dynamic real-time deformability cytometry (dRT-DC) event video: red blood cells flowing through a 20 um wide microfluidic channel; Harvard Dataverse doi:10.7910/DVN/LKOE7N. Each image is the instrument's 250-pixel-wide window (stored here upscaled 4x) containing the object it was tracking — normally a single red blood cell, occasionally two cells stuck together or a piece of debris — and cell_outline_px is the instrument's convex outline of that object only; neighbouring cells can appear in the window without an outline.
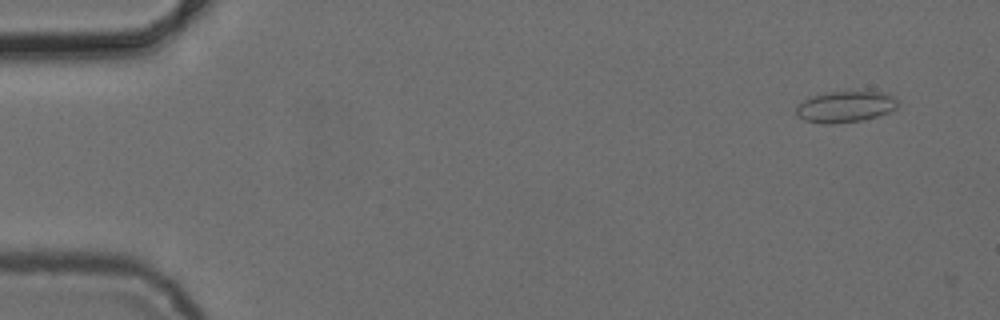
{"species": "common noctule bat (a hibernating species)", "species_latin": "Nyctalus noctula", "temperature_condition": "cold", "stored_images_in_passage": 5, "camera_frame_rate_fps": 3000, "um_per_image_px": 0.085, "animal": {"sex": "female", "body_mass_g": 24.6, "forearm_length_mm": 56.2}, "frame": {"image": 1, "passage_image": 1, "time_ms": 0.0, "image_size_px": [1000, 320], "cell_outline_px": [[900, 100], [896, 108], [888, 112], [864, 120], [832, 124], [828, 124], [804, 120], [796, 116], [796, 108], [804, 100], [812, 96], [828, 92], [884, 92], [896, 96]], "centroid_in_image_um": [71.89, 9.07], "position_along_channel_um": 13.1, "area_um2": 18.5}}
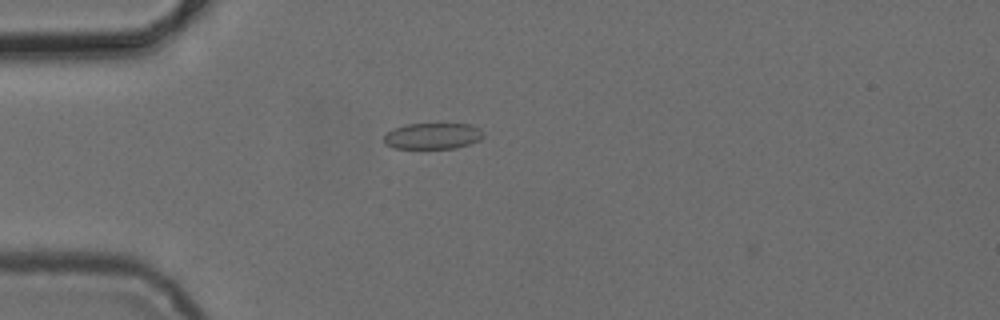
{"frame": {"image": 2, "passage_image": 4, "time_ms": 3.667, "image_size_px": [1000, 320], "cell_outline_px": [[484, 136], [480, 140], [456, 148], [392, 148], [384, 144], [384, 136], [392, 128], [408, 124], [472, 124], [480, 128], [484, 132]], "centroid_in_image_um": [36.79, 11.55], "position_along_channel_um": 48.2, "area_um2": 15.26}}